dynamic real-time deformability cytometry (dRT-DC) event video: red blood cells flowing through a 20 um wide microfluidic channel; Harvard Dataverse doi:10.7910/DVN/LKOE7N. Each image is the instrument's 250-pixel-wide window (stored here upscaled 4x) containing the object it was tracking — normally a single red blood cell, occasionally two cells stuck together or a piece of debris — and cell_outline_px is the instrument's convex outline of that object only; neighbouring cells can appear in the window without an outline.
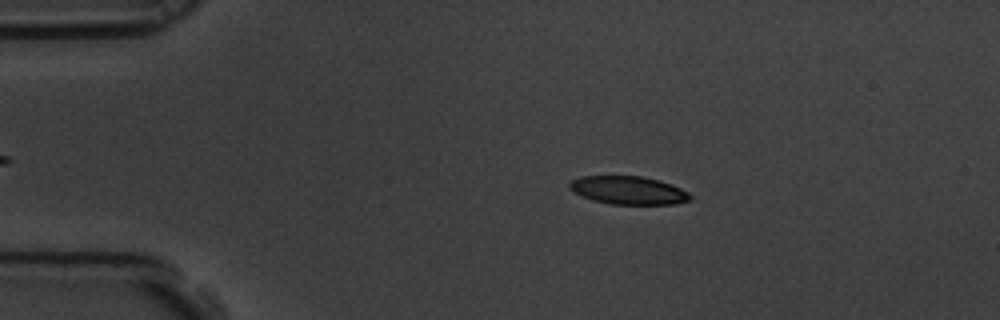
{"species": "common noctule bat (a hibernating species)", "species_latin": "Nyctalus noctula", "temperature_condition": "room temperature", "stored_images_in_passage": 5, "camera_frame_rate_fps": 3000, "um_per_image_px": 0.085, "animal": {"sex": "male", "body_mass_g": 19.5, "forearm_length_mm": 54.6}, "frame": {"image": 1, "passage_image": 2, "time_ms": 0.333, "image_size_px": [1000, 320], "cell_outline_px": [[692, 200], [676, 204], [612, 204], [592, 200], [572, 192], [568, 188], [568, 184], [572, 180], [580, 176], [640, 176], [672, 184], [688, 192], [692, 196]], "centroid_in_image_um": [53.39, 16.18], "position_along_channel_um": 31.6, "area_um2": 19.88}}
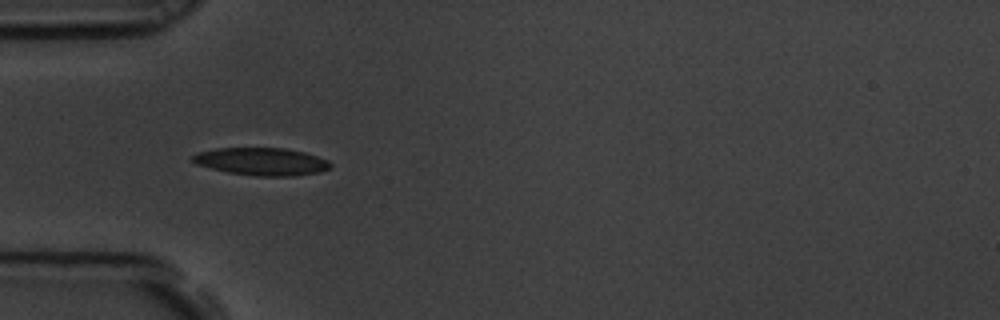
{"frame": {"image": 2, "passage_image": 4, "time_ms": 1.0, "image_size_px": [1000, 320], "cell_outline_px": [[332, 164], [328, 168], [320, 172], [296, 176], [256, 176], [228, 172], [196, 164], [192, 160], [192, 156], [196, 152], [216, 148], [284, 148], [304, 152], [328, 160]], "centroid_in_image_um": [22.23, 13.73], "position_along_channel_um": 62.8, "area_um2": 22.14}}
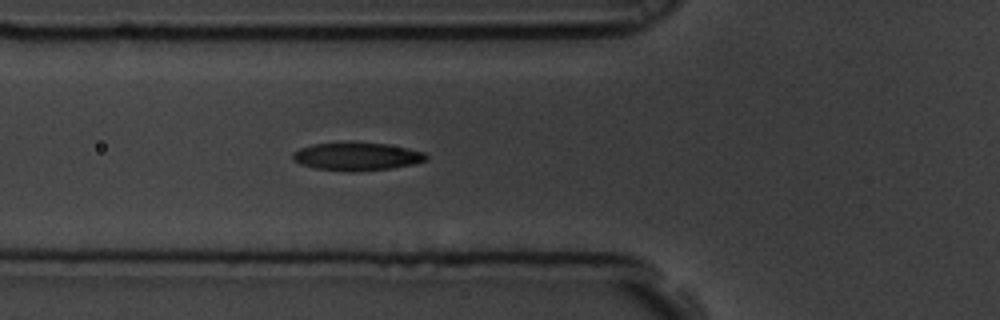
{"frame": {"image": 3, "passage_image": 5, "time_ms": 1.333, "image_size_px": [1000, 320], "cell_outline_px": [[428, 160], [412, 164], [392, 168], [348, 172], [316, 168], [300, 164], [292, 156], [292, 152], [300, 148], [312, 144], [348, 140], [356, 140], [388, 144], [408, 148], [424, 152], [428, 156]], "centroid_in_image_um": [30.33, 13.26], "position_along_channel_um": 95.5, "area_um2": 22.43}}